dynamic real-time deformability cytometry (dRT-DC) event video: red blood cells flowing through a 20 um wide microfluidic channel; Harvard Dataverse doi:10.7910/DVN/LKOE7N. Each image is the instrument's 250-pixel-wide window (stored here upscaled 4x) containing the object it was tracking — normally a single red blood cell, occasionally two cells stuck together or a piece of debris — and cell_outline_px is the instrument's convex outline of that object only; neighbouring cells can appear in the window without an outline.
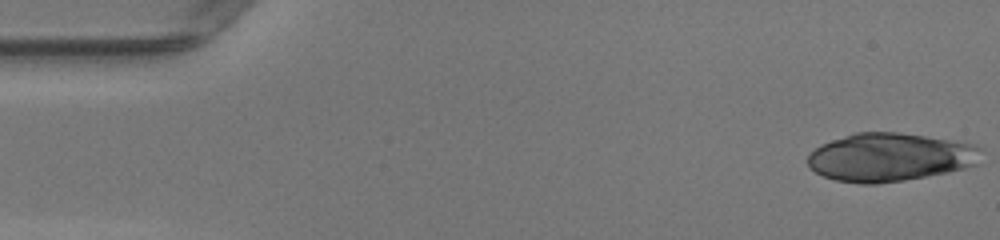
{"species": "human", "species_latin": "Homo sapiens", "temperature_condition": "warm", "stored_images_in_passage": 26, "camera_frame_rate_fps": 3000, "um_per_image_px": 0.085, "donor": {"sex": "female"}, "frame": {"image": 1, "passage_image": 1, "time_ms": 0.0, "image_size_px": [1000, 240], "cell_outline_px": [[984, 148], [976, 164], [964, 168], [948, 172], [904, 180], [876, 184], [860, 184], [836, 180], [824, 176], [808, 168], [808, 156], [820, 144], [856, 132], [896, 132], [924, 136], [976, 144]], "centroid_in_image_um": [75.65, 13.36], "position_along_channel_um": 9.3, "area_um2": 48.78}}
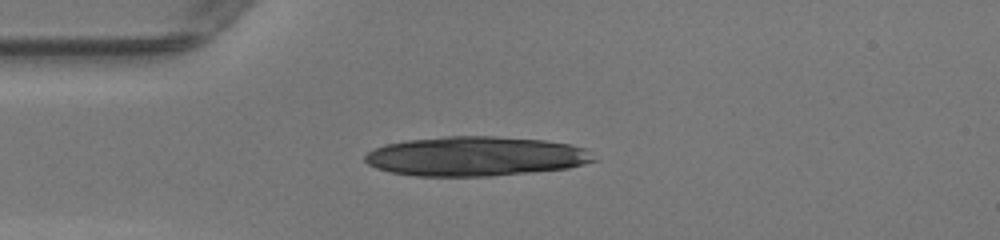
{"frame": {"image": 2, "passage_image": 12, "time_ms": 3.667, "image_size_px": [1000, 240], "cell_outline_px": [[596, 160], [584, 164], [568, 168], [492, 176], [416, 176], [392, 172], [376, 168], [368, 164], [364, 160], [364, 156], [368, 152], [384, 144], [404, 140], [444, 136], [492, 136], [544, 140], [568, 144], [584, 148]], "centroid_in_image_um": [40.38, 13.28], "position_along_channel_um": 44.6, "area_um2": 52.6}}